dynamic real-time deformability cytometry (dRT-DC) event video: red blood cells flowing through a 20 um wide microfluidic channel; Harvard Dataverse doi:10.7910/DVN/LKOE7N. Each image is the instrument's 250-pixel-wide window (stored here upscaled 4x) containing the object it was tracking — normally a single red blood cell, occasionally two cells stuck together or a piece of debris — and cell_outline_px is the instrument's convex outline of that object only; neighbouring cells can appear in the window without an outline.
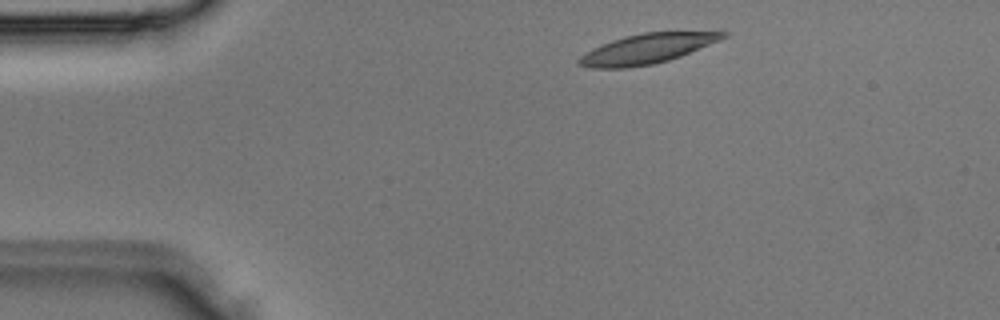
{"species": "Egyptian fruit bat (a non-hibernating species)", "species_latin": "Rousettus aegyptiacus", "temperature_condition": "room temperature", "stored_images_in_passage": 3, "camera_frame_rate_fps": 3000, "um_per_image_px": 0.085, "animal": {"sex": "male"}, "frame": {"image": 1, "passage_image": 1, "time_ms": 0.0, "image_size_px": [1000, 320], "cell_outline_px": [[732, 32], [728, 36], [720, 40], [680, 56], [668, 60], [652, 64], [628, 68], [588, 68], [576, 64], [576, 60], [580, 56], [592, 48], [612, 40], [624, 36], [644, 32]], "centroid_in_image_um": [54.94, 4.15], "position_along_channel_um": 30.1, "area_um2": 24.97}}